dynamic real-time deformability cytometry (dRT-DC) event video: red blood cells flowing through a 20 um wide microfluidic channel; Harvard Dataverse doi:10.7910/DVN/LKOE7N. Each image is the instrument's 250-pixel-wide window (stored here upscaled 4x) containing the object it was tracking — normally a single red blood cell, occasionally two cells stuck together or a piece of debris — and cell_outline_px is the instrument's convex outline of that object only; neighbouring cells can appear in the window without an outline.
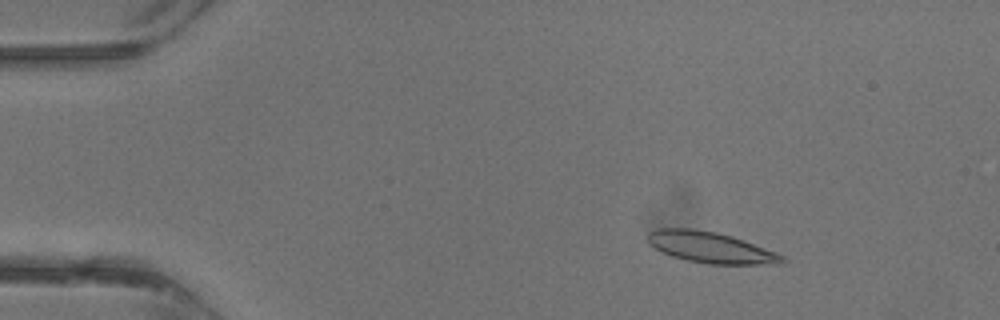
{"species": "common noctule bat (a hibernating species)", "species_latin": "Nyctalus noctula", "temperature_condition": "warm", "stored_images_in_passage": 38, "camera_frame_rate_fps": 3000, "um_per_image_px": 0.085, "animal": {"sex": "male", "body_mass_g": 13.3}, "frame": {"image": 1, "passage_image": 6, "time_ms": 1.667, "image_size_px": [1000, 320], "cell_outline_px": [[788, 260], [784, 264], [708, 264], [688, 260], [672, 256], [648, 244], [648, 232], [656, 228], [692, 228], [716, 232], [732, 236], [744, 240], [776, 252], [784, 256]], "centroid_in_image_um": [60.43, 21.03], "position_along_channel_um": 24.6, "area_um2": 24.39}}
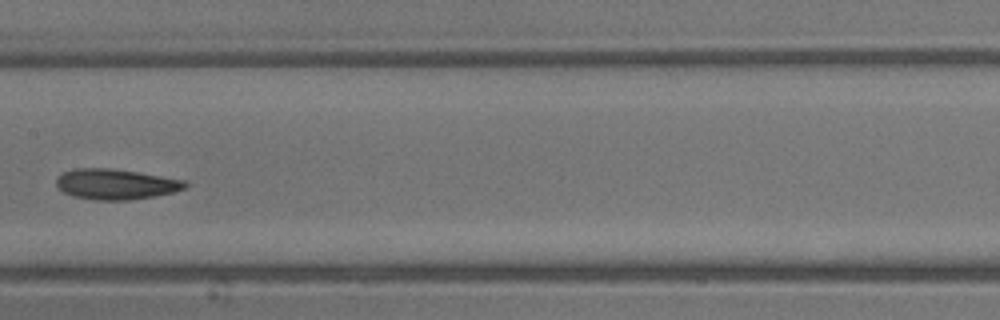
{"frame": {"image": 2, "passage_image": 20, "time_ms": 6.333, "image_size_px": [1000, 320], "cell_outline_px": [[188, 184], [184, 188], [172, 192], [152, 196], [128, 200], [96, 200], [72, 196], [64, 192], [56, 184], [56, 180], [64, 172], [76, 168], [112, 168], [184, 180]], "centroid_in_image_um": [9.81, 15.65], "position_along_channel_um": 197.6, "area_um2": 22.48}}
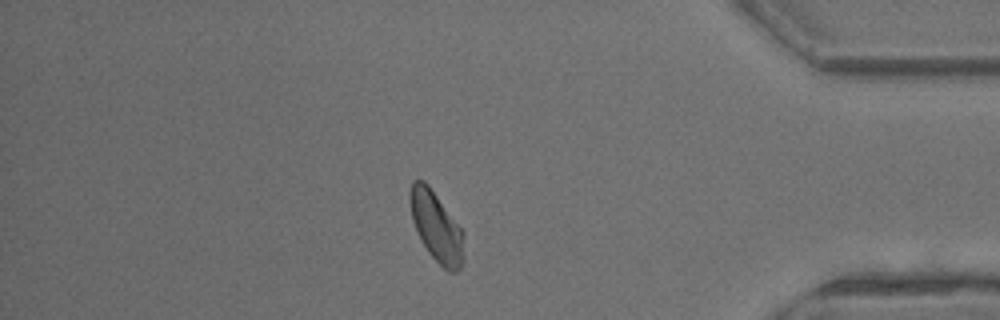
{"frame": {"image": 3, "passage_image": 33, "time_ms": 10.667, "image_size_px": [1000, 320], "cell_outline_px": [[464, 260], [460, 268], [456, 272], [448, 272], [428, 252], [420, 240], [416, 232], [412, 220], [408, 196], [408, 192], [412, 180], [424, 180], [428, 184], [464, 232]], "centroid_in_image_um": [37.08, 19.27], "position_along_channel_um": 398.1, "area_um2": 22.25}}